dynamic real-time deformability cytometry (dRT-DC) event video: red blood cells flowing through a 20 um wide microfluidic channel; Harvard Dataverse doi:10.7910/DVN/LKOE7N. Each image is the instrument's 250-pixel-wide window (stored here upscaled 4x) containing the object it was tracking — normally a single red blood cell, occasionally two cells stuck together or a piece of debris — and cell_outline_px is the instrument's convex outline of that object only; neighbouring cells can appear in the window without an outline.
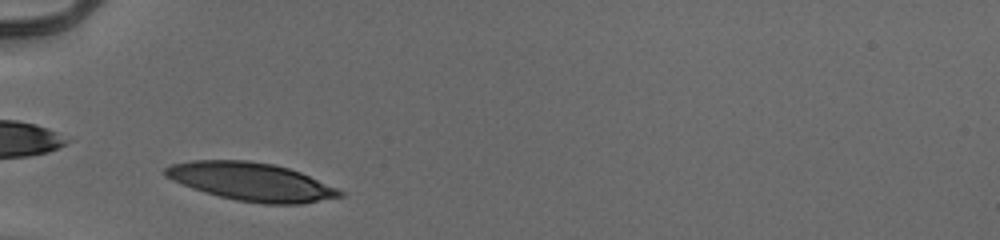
{"species": "human", "species_latin": "Homo sapiens", "temperature_condition": "cold", "stored_images_in_passage": 34, "camera_frame_rate_fps": 3000, "um_per_image_px": 0.085, "donor": {"sex": "male"}, "frame": {"image": 1, "passage_image": 2, "time_ms": 0.333, "image_size_px": [1000, 240], "cell_outline_px": [[344, 196], [300, 204], [264, 204], [236, 200], [220, 196], [192, 188], [172, 180], [164, 176], [164, 168], [172, 164], [192, 160], [248, 160], [272, 164], [288, 168], [300, 172], [336, 188], [344, 192]], "centroid_in_image_um": [21.34, 15.44], "position_along_channel_um": 63.7, "area_um2": 38.55}}
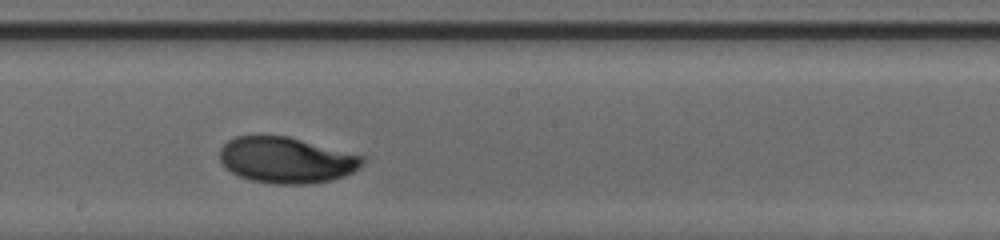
{"frame": {"image": 2, "passage_image": 15, "time_ms": 4.667, "image_size_px": [1000, 240], "cell_outline_px": [[364, 164], [352, 172], [344, 176], [332, 180], [308, 184], [272, 184], [252, 180], [240, 176], [232, 172], [220, 160], [220, 148], [228, 140], [236, 136], [288, 136], [364, 156]], "centroid_in_image_um": [24.36, 13.61], "position_along_channel_um": 223.8, "area_um2": 38.09}}
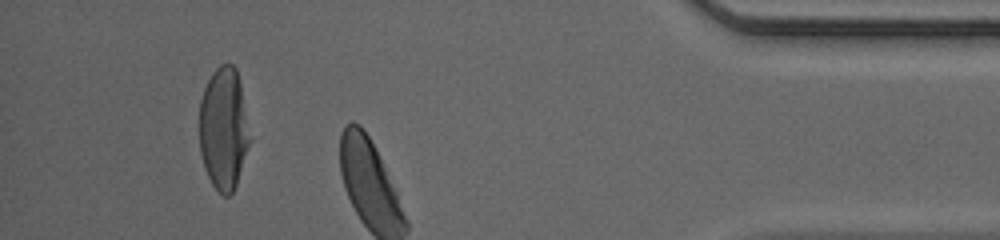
{"frame": {"image": 3, "passage_image": 31, "time_ms": 10.0, "image_size_px": [1000, 240], "cell_outline_px": [[252, 140], [236, 184], [232, 192], [228, 196], [224, 196], [212, 184], [204, 168], [200, 152], [200, 100], [204, 88], [212, 72], [220, 64], [232, 64], [236, 68], [240, 84]], "centroid_in_image_um": [19.02, 10.94], "position_along_channel_um": 416.2, "area_um2": 36.07}, "authors_computed_cell_mechanics": {"area_um2": 37.7145, "velocity_mm_per_s": 3.9016, "shape_relaxation_time_tau1_ms": 3.3584, "shape_relaxation_time_tau2_ms": 3.8744, "deformation_change_tau1": 0.1955, "deformation_change_tau2": 0.0605}}